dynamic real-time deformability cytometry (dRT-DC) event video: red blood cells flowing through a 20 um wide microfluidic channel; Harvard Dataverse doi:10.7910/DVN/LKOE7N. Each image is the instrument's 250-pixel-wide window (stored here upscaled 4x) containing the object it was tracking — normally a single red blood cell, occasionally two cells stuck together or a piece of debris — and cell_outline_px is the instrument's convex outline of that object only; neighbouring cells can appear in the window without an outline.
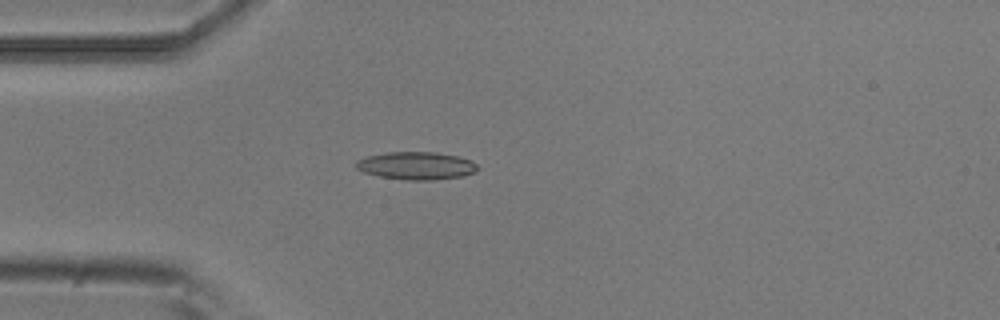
{"species": "common noctule bat (a hibernating species)", "species_latin": "Nyctalus noctula", "temperature_condition": "room temperature", "stored_images_in_passage": 6, "camera_frame_rate_fps": 3000, "um_per_image_px": 0.085, "animal": {"sex": "male", "body_mass_g": 20.5, "forearm_length_mm": 52.5}, "frame": {"image": 1, "passage_image": 5, "time_ms": 1.333, "image_size_px": [1000, 320], "cell_outline_px": [[480, 168], [464, 176], [432, 180], [408, 180], [380, 176], [364, 172], [356, 168], [356, 160], [368, 156], [384, 152], [436, 152], [460, 156], [472, 160]], "centroid_in_image_um": [35.41, 14.07], "position_along_channel_um": 49.6, "area_um2": 19.71}}